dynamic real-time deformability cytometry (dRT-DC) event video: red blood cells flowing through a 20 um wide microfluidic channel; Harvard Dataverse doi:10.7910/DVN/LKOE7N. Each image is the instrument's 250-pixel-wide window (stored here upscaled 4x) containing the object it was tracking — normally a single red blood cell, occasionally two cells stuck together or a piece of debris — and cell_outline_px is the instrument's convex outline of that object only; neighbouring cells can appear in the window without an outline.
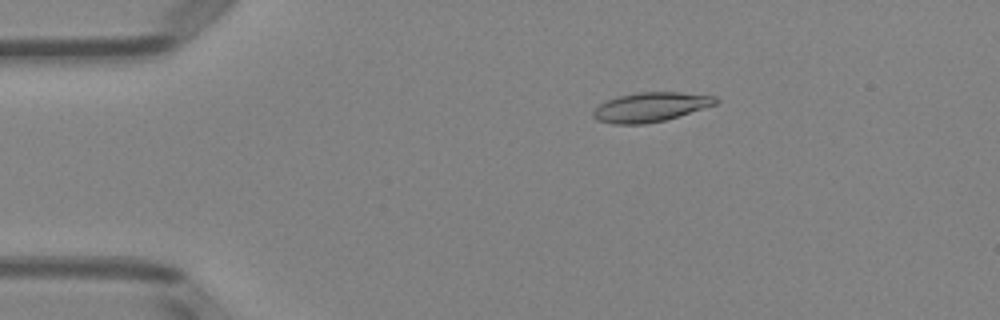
{"species": "Egyptian fruit bat (a non-hibernating species)", "species_latin": "Rousettus aegyptiacus", "temperature_condition": "room temperature", "stored_images_in_passage": 51, "camera_frame_rate_fps": 3000, "um_per_image_px": 0.085, "animal": {"sex": "female"}, "frame": {"image": 1, "passage_image": 10, "time_ms": 3.0, "image_size_px": [1000, 320], "cell_outline_px": [[720, 100], [716, 104], [664, 120], [644, 124], [612, 124], [596, 120], [592, 116], [592, 112], [600, 104], [616, 96], [636, 92], [680, 92], [716, 96]], "centroid_in_image_um": [55.27, 9.09], "position_along_channel_um": 29.7, "area_um2": 20.92}}
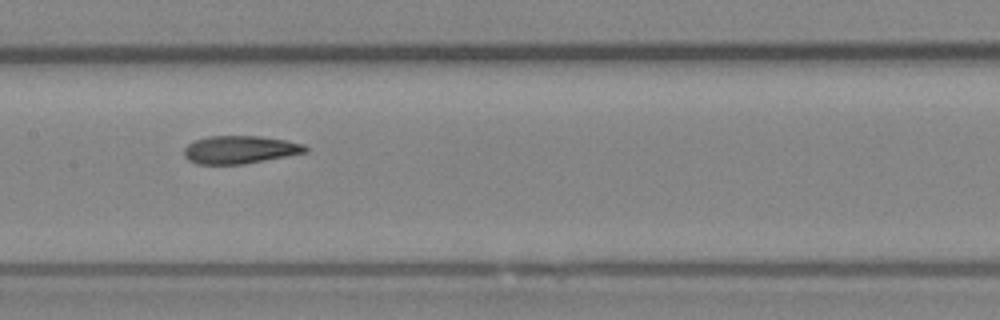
{"frame": {"image": 2, "passage_image": 26, "time_ms": 8.333, "image_size_px": [1000, 320], "cell_outline_px": [[308, 152], [244, 164], [196, 164], [188, 160], [184, 156], [184, 148], [188, 144], [196, 140], [208, 136], [260, 136], [288, 140], [304, 144], [308, 148]], "centroid_in_image_um": [20.41, 12.72], "position_along_channel_um": 187.0, "area_um2": 19.83}}
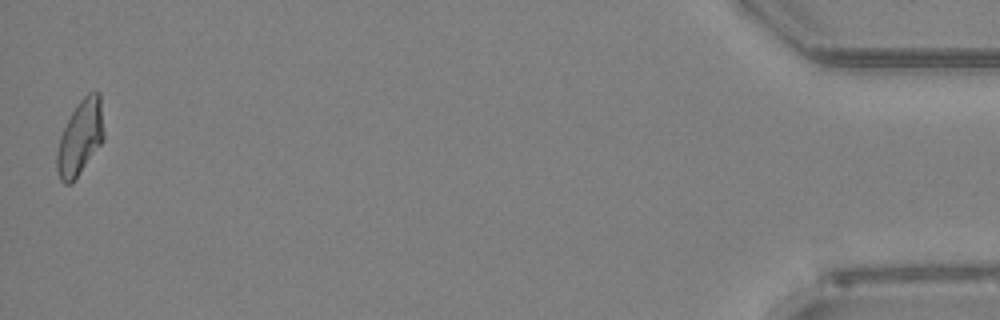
{"frame": {"image": 3, "passage_image": 51, "time_ms": 16.667, "image_size_px": [1000, 320], "cell_outline_px": [[104, 140], [72, 184], [64, 184], [60, 180], [56, 168], [56, 152], [60, 136], [76, 104], [88, 92], [100, 92], [104, 132]], "centroid_in_image_um": [6.81, 11.71], "position_along_channel_um": 428.4, "area_um2": 20.63}, "authors_computed_cell_mechanics": {"area_um2": 20.4612, "velocity_mm_per_s": 4.0145, "shape_relaxation_time_tau1_ms": 10.6227, "shape_relaxation_time_tau2_ms": 2.3822, "deformation_change_tau1": 0.2511, "deformation_change_tau2": 0.0952}}